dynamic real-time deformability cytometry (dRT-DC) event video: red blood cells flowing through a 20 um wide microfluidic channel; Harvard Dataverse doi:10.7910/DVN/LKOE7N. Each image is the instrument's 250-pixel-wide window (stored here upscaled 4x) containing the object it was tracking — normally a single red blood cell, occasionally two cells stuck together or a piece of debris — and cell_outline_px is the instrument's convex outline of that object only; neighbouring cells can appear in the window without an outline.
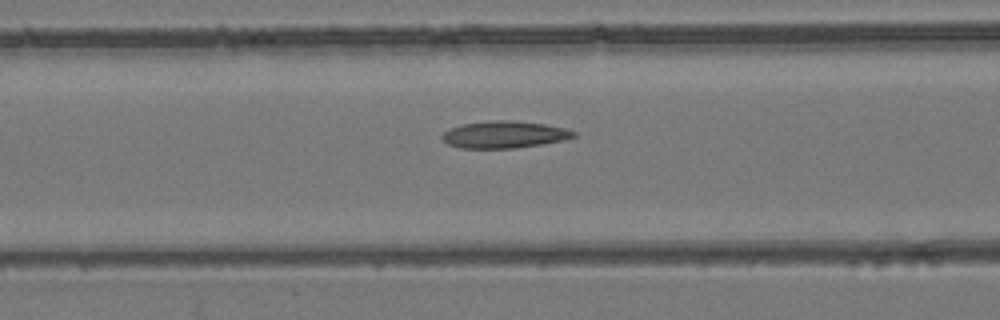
{"species": "common noctule bat (a hibernating species)", "species_latin": "Nyctalus noctula", "temperature_condition": "room temperature", "stored_images_in_passage": 54, "camera_frame_rate_fps": 3000, "um_per_image_px": 0.085, "animal": {"sex": "female", "body_mass_g": 24.6, "forearm_length_mm": 56.2}, "frame": {"image": 1, "passage_image": 22, "time_ms": 7.0, "image_size_px": [1000, 320], "cell_outline_px": [[580, 136], [564, 140], [516, 148], [460, 148], [448, 144], [440, 136], [444, 132], [452, 128], [464, 124], [492, 120], [508, 120], [544, 124], [564, 128], [576, 132]], "centroid_in_image_um": [42.9, 11.44], "position_along_channel_um": 123.7, "area_um2": 20.58}}
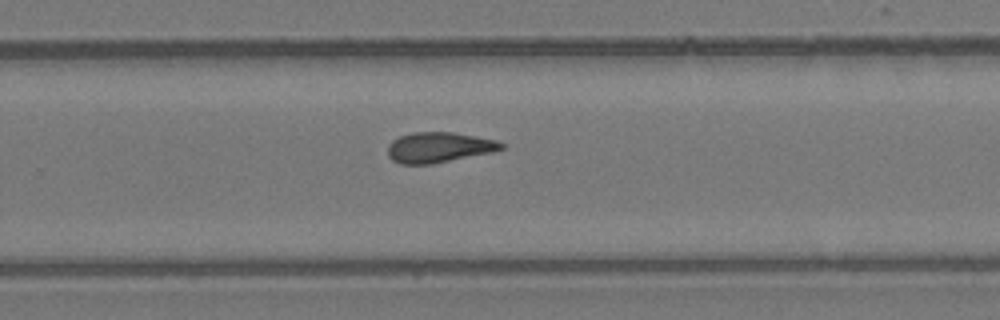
{"frame": {"image": 2, "passage_image": 35, "time_ms": 11.333, "image_size_px": [1000, 320], "cell_outline_px": [[504, 148], [492, 152], [432, 164], [400, 164], [392, 160], [388, 156], [388, 144], [392, 140], [400, 136], [412, 132], [452, 132], [496, 140], [504, 144]], "centroid_in_image_um": [37.27, 12.53], "position_along_channel_um": 292.5, "area_um2": 20.06}}
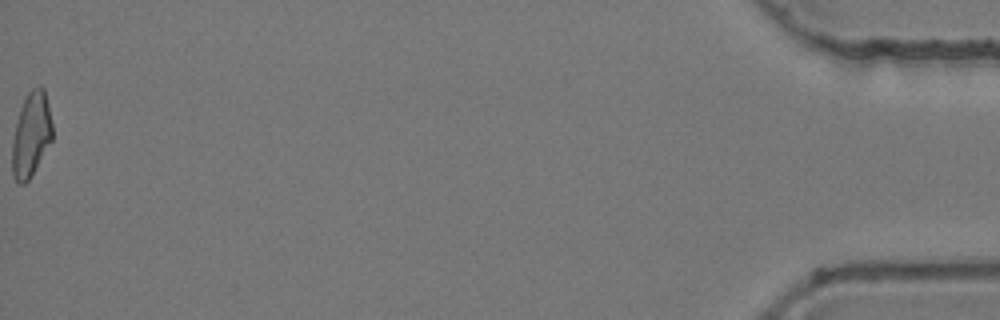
{"frame": {"image": 3, "passage_image": 54, "time_ms": 17.667, "image_size_px": [1000, 320], "cell_outline_px": [[52, 140], [28, 180], [24, 184], [20, 184], [12, 176], [12, 140], [20, 108], [28, 92], [32, 88], [40, 84], [44, 88], [52, 124]], "centroid_in_image_um": [2.64, 11.42], "position_along_channel_um": 432.6, "area_um2": 19.59}, "authors_computed_cell_mechanics": {"area_um2": 20.6057, "velocity_mm_per_s": 3.9076, "shape_relaxation_time_tau1_ms": null, "shape_relaxation_time_tau2_ms": 5.4795, "deformation_change_tau1": null, "deformation_change_tau2": 0.1585}}